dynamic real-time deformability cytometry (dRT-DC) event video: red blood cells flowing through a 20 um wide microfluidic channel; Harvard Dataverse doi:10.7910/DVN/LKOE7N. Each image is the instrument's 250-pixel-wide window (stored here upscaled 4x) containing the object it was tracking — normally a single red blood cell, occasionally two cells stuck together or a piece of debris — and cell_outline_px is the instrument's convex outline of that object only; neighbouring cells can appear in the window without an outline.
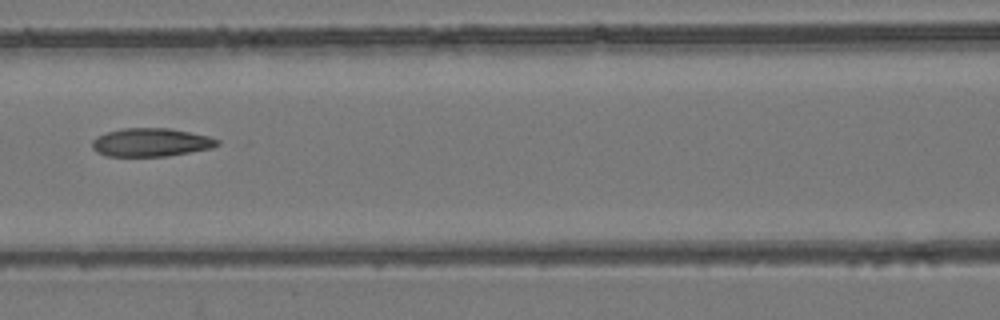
{"species": "common noctule bat (a hibernating species)", "species_latin": "Nyctalus noctula", "temperature_condition": "room temperature", "stored_images_in_passage": 7, "camera_frame_rate_fps": 3000, "um_per_image_px": 0.085, "animal": {"sex": "female", "body_mass_g": 24.6, "forearm_length_mm": 56.2}, "frame": {"image": 1, "passage_image": 6, "time_ms": 1.667, "image_size_px": [1000, 320], "cell_outline_px": [[220, 144], [212, 148], [168, 156], [108, 156], [96, 152], [92, 148], [92, 140], [96, 136], [108, 132], [124, 128], [168, 128], [208, 136], [220, 140]], "centroid_in_image_um": [12.82, 12.1], "position_along_channel_um": 153.8, "area_um2": 20.63}}
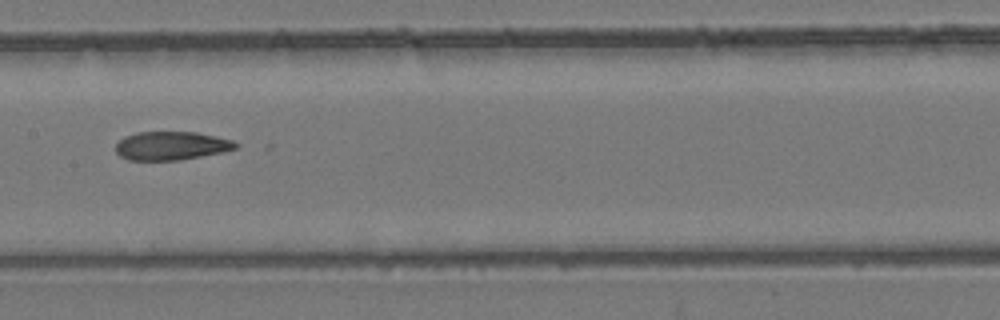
{"frame": {"image": 2, "passage_image": 7, "time_ms": 2.0, "image_size_px": [1000, 320], "cell_outline_px": [[240, 144], [236, 148], [220, 152], [180, 160], [128, 160], [120, 156], [116, 152], [116, 144], [124, 136], [136, 132], [196, 132], [216, 136], [232, 140]], "centroid_in_image_um": [14.54, 12.38], "position_along_channel_um": 192.9, "area_um2": 19.88}}